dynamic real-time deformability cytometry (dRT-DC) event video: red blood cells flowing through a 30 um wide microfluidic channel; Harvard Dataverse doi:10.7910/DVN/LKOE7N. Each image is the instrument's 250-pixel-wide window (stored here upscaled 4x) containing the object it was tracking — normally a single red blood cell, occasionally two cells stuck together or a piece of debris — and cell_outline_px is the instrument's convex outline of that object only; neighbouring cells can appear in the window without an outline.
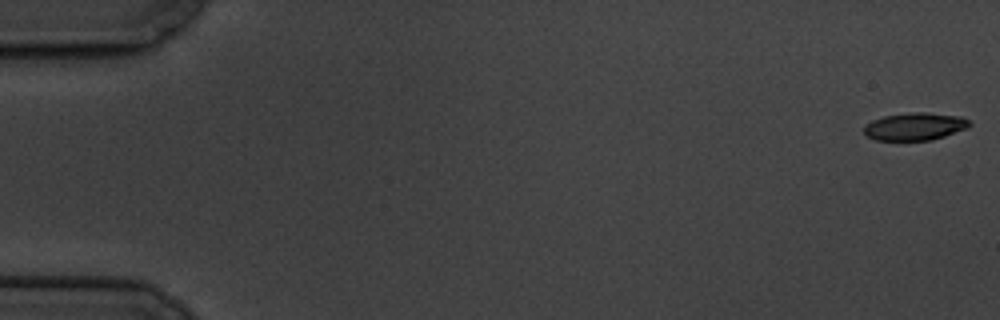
{"species": "common noctule bat (a hibernating species)", "species_latin": "Nyctalus noctula", "temperature_condition": "cold", "stored_images_in_passage": 5, "camera_frame_rate_fps": 3000, "um_per_image_px": 0.085, "animal": {"sex": "male", "body_mass_g": 19.5, "forearm_length_mm": 54.6}, "frame": {"image": 1, "passage_image": 1, "time_ms": 0.0, "image_size_px": [1000, 320], "cell_outline_px": [[972, 124], [968, 128], [932, 140], [876, 140], [868, 136], [864, 132], [864, 124], [872, 120], [884, 116], [912, 112], [924, 112], [960, 116], [968, 120]], "centroid_in_image_um": [77.77, 10.75], "position_along_channel_um": 7.2, "area_um2": 16.94}}
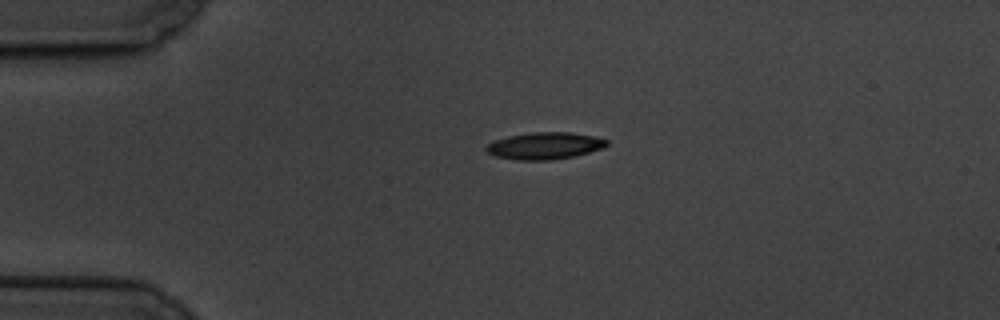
{"frame": {"image": 2, "passage_image": 4, "time_ms": 4.333, "image_size_px": [1000, 320], "cell_outline_px": [[608, 144], [604, 148], [576, 156], [552, 160], [520, 160], [496, 156], [488, 152], [484, 148], [488, 144], [496, 140], [508, 136], [532, 132], [572, 132], [596, 136], [608, 140]], "centroid_in_image_um": [46.36, 12.39], "position_along_channel_um": 38.6, "area_um2": 19.02}}